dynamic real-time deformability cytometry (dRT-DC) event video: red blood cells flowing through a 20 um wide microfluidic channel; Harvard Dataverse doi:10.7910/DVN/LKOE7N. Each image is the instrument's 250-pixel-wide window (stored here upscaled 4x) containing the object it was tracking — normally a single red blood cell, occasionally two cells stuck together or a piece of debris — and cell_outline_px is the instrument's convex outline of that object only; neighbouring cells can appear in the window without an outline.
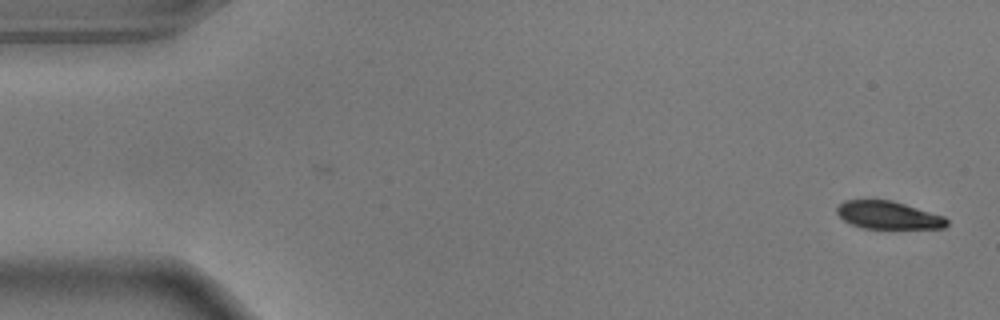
{"species": "common noctule bat (a hibernating species)", "species_latin": "Nyctalus noctula", "temperature_condition": "warm", "stored_images_in_passage": 8, "camera_frame_rate_fps": 3000, "um_per_image_px": 0.085, "animal": {"sex": "male", "body_mass_g": 17.9}, "frame": {"image": 1, "passage_image": 1, "time_ms": 0.0, "image_size_px": [1000, 320], "cell_outline_px": [[948, 224], [944, 228], [864, 228], [852, 224], [844, 220], [836, 212], [836, 208], [844, 200], [892, 200], [944, 216], [948, 220]], "centroid_in_image_um": [75.51, 18.28], "position_along_channel_um": 9.5, "area_um2": 17.63}}